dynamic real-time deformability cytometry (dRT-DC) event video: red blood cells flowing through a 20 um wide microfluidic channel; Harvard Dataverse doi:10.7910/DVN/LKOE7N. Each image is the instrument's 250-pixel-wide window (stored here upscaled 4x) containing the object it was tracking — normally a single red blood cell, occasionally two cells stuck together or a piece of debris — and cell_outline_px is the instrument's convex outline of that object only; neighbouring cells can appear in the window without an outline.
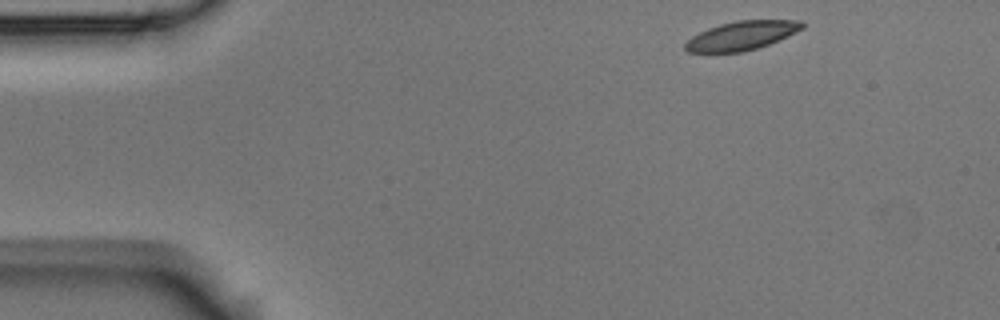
{"species": "Egyptian fruit bat (a non-hibernating species)", "species_latin": "Rousettus aegyptiacus", "temperature_condition": "room temperature", "stored_images_in_passage": 10, "camera_frame_rate_fps": 3000, "um_per_image_px": 0.085, "animal": {"sex": "male"}, "frame": {"image": 1, "passage_image": 1, "time_ms": 0.0, "image_size_px": [1000, 320], "cell_outline_px": [[804, 28], [768, 44], [744, 52], [688, 52], [684, 48], [684, 44], [692, 36], [708, 28], [720, 24], [736, 20], [804, 20]], "centroid_in_image_um": [63.03, 3.02], "position_along_channel_um": 22.0, "area_um2": 19.54}}
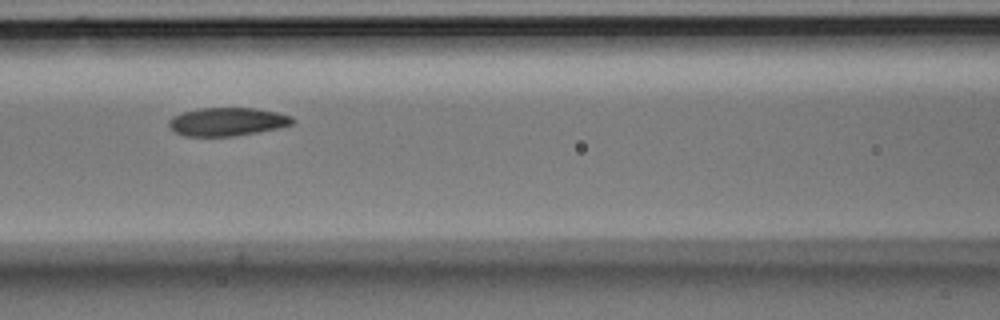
{"frame": {"image": 2, "passage_image": 6, "time_ms": 1.667, "image_size_px": [1000, 320], "cell_outline_px": [[296, 120], [292, 124], [280, 128], [236, 136], [184, 136], [176, 132], [168, 124], [168, 120], [172, 116], [184, 112], [200, 108], [256, 108], [276, 112], [292, 116]], "centroid_in_image_um": [19.35, 10.35], "position_along_channel_um": 147.3, "area_um2": 20.46}}
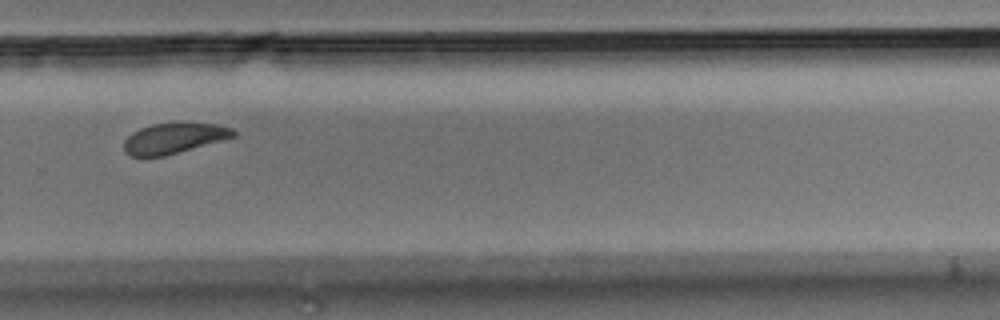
{"frame": {"image": 3, "passage_image": 10, "time_ms": 3.0, "image_size_px": [1000, 320], "cell_outline_px": [[236, 136], [164, 156], [128, 156], [124, 152], [124, 140], [132, 132], [140, 128], [152, 124], [184, 120], [216, 124], [232, 128], [236, 132]], "centroid_in_image_um": [14.78, 11.7], "position_along_channel_um": 315.0, "area_um2": 19.94}}